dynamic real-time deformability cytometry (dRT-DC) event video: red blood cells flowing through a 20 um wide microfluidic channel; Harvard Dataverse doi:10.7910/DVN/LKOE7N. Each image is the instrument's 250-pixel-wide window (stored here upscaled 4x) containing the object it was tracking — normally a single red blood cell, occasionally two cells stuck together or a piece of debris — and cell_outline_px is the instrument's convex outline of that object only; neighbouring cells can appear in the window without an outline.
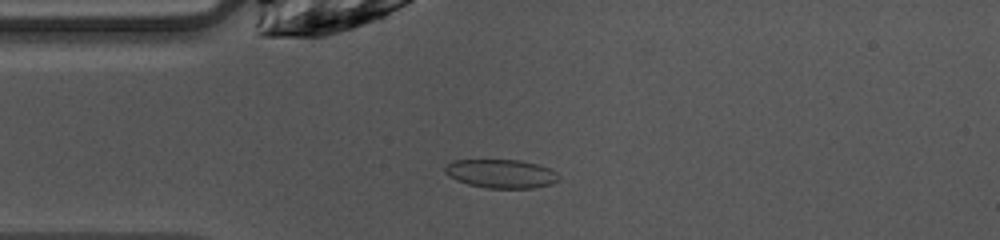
{"species": "common noctule bat (a hibernating species)", "species_latin": "Nyctalus noctula", "temperature_condition": "warm", "stored_images_in_passage": 40, "camera_frame_rate_fps": 3000, "um_per_image_px": 0.085, "animal": {"sex": "female", "body_mass_g": 10.0, "forearm_length_mm": 53.1}, "frame": {"image": 1, "passage_image": 3, "time_ms": 0.667, "image_size_px": [1000, 240], "cell_outline_px": [[560, 180], [552, 184], [532, 188], [484, 188], [468, 184], [456, 180], [448, 176], [444, 172], [444, 168], [452, 160], [520, 160], [552, 168], [560, 176]], "centroid_in_image_um": [42.61, 14.77], "position_along_channel_um": 42.4, "area_um2": 19.25}}
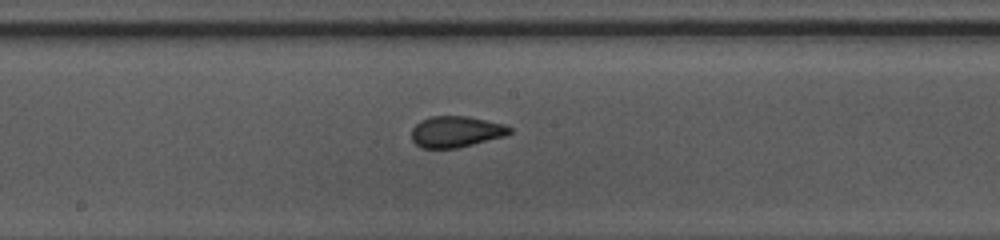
{"frame": {"image": 2, "passage_image": 16, "time_ms": 5.0, "image_size_px": [1000, 240], "cell_outline_px": [[512, 132], [504, 136], [456, 148], [420, 148], [412, 140], [412, 128], [420, 120], [432, 116], [468, 116], [504, 124], [512, 128]], "centroid_in_image_um": [38.74, 11.19], "position_along_channel_um": 209.5, "area_um2": 17.74}}
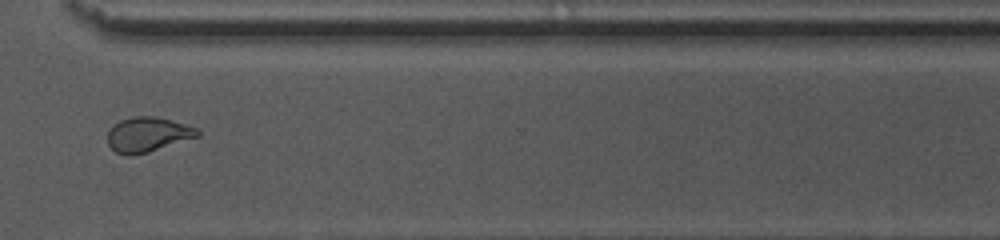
{"frame": {"image": 3, "passage_image": 27, "time_ms": 8.667, "image_size_px": [1000, 240], "cell_outline_px": [[200, 136], [148, 152], [132, 156], [128, 156], [116, 152], [108, 144], [108, 132], [112, 124], [120, 120], [136, 116], [156, 116], [172, 120], [196, 128], [200, 132]], "centroid_in_image_um": [12.54, 11.43], "position_along_channel_um": 358.1, "area_um2": 18.26}, "authors_computed_cell_mechanics": {"area_um2": 18.2359, "velocity_mm_per_s": 4.0649, "shape_relaxation_time_tau1_ms": null, "shape_relaxation_time_tau2_ms": 0.9413, "deformation_change_tau1": null, "deformation_change_tau2": 0.0532}}